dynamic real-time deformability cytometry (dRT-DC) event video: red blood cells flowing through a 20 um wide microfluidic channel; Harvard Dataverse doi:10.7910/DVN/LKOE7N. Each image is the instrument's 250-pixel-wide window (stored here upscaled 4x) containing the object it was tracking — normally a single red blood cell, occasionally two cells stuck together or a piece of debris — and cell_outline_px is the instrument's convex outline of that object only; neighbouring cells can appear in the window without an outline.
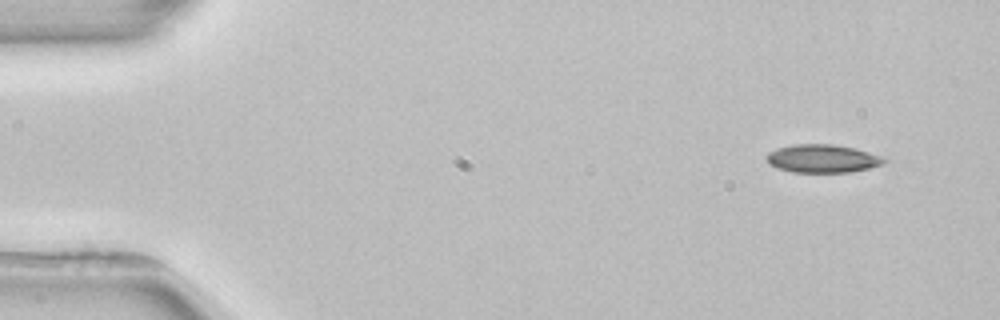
{"species": "common noctule bat (a hibernating species)", "species_latin": "Nyctalus noctula", "temperature_condition": "room temperature", "stored_images_in_passage": 4, "segment_of_instrument_passage": [1, 2], "camera_frame_rate_fps": 3000, "um_per_image_px": 0.085, "animal": {"sex": "female", "body_mass_g": 22.7, "forearm_length_mm": 54.2}, "frame": {"image": 1, "passage_image": 1, "time_ms": 0.0, "image_size_px": [1000, 320], "cell_outline_px": [[888, 160], [884, 164], [852, 172], [792, 172], [776, 168], [768, 164], [764, 156], [768, 152], [776, 148], [792, 144], [832, 144], [852, 148], [880, 156]], "centroid_in_image_um": [69.83, 13.48], "position_along_channel_um": 15.2, "area_um2": 19.36}}